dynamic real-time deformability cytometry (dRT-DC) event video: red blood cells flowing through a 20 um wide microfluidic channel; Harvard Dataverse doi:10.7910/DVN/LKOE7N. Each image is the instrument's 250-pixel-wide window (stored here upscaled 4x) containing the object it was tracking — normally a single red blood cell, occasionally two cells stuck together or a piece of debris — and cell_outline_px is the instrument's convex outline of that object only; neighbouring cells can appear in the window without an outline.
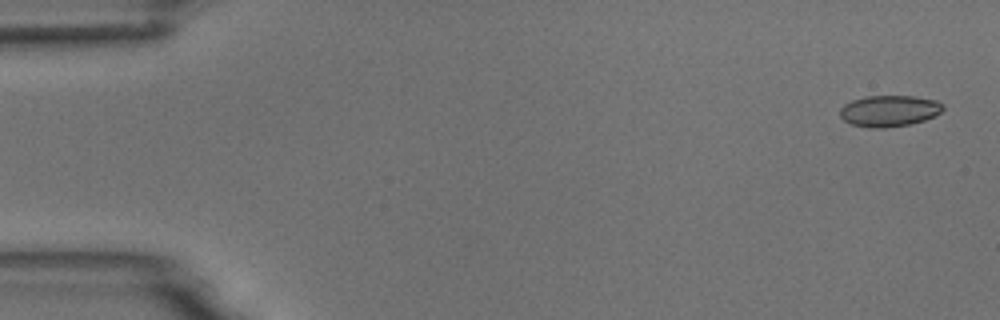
{"species": "common noctule bat (a hibernating species)", "species_latin": "Nyctalus noctula", "temperature_condition": "room temperature", "stored_images_in_passage": 4, "camera_frame_rate_fps": 3000, "um_per_image_px": 0.085, "animal": {"sex": "male", "body_mass_g": 18.8}, "frame": {"image": 1, "passage_image": 1, "time_ms": 0.0, "image_size_px": [1000, 320], "cell_outline_px": [[944, 108], [936, 116], [912, 124], [884, 128], [868, 128], [852, 124], [844, 120], [840, 116], [840, 108], [844, 104], [852, 100], [868, 96], [916, 96], [936, 100], [944, 104]], "centroid_in_image_um": [75.61, 9.43], "position_along_channel_um": 9.4, "area_um2": 18.96}}
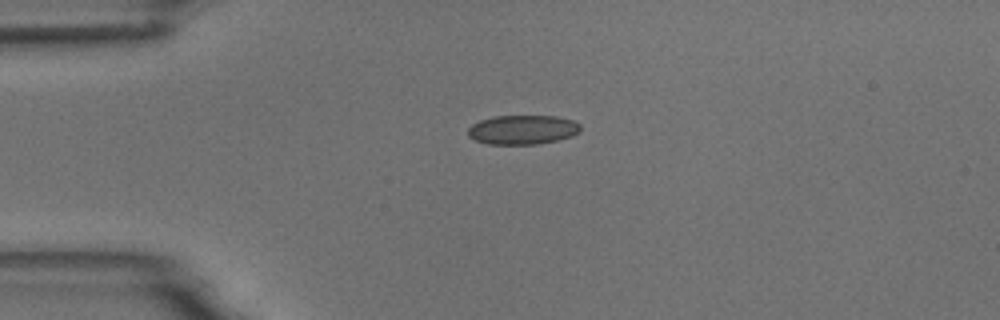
{"frame": {"image": 2, "passage_image": 4, "time_ms": 3.667, "image_size_px": [1000, 320], "cell_outline_px": [[580, 132], [572, 136], [556, 140], [536, 144], [488, 144], [476, 140], [468, 136], [468, 128], [472, 124], [480, 120], [496, 116], [556, 116], [572, 120], [580, 124]], "centroid_in_image_um": [44.42, 11.02], "position_along_channel_um": 40.6, "area_um2": 19.13}}